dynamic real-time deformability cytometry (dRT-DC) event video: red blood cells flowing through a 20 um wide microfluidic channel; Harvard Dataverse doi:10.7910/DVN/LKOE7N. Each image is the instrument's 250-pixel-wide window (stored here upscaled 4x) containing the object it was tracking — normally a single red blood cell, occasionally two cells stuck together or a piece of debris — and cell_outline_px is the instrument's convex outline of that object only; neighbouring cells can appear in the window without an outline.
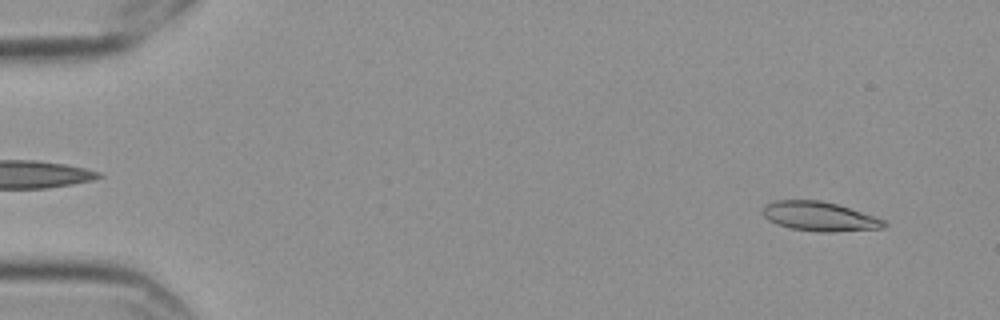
{"species": "Egyptian fruit bat (a non-hibernating species)", "species_latin": "Rousettus aegyptiacus", "temperature_condition": "cold", "stored_images_in_passage": 57, "camera_frame_rate_fps": 3000, "um_per_image_px": 0.085, "frame": {"image": 1, "passage_image": 4, "time_ms": 1.0, "image_size_px": [1000, 320], "cell_outline_px": [[888, 224], [884, 228], [832, 232], [820, 232], [792, 228], [776, 224], [768, 220], [764, 216], [764, 204], [776, 200], [820, 200], [836, 204], [884, 220]], "centroid_in_image_um": [69.63, 18.4], "position_along_channel_um": 15.4, "area_um2": 20.46}}
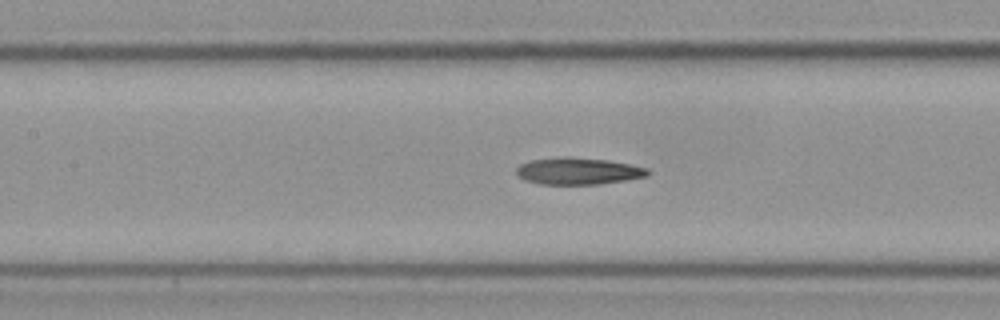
{"frame": {"image": 2, "passage_image": 26, "time_ms": 8.333, "image_size_px": [1000, 320], "cell_outline_px": [[652, 172], [648, 176], [628, 180], [600, 184], [540, 184], [524, 180], [516, 176], [516, 168], [520, 164], [532, 160], [564, 156], [608, 160], [648, 168]], "centroid_in_image_um": [49.15, 14.55], "position_along_channel_um": 158.2, "area_um2": 20.75}}
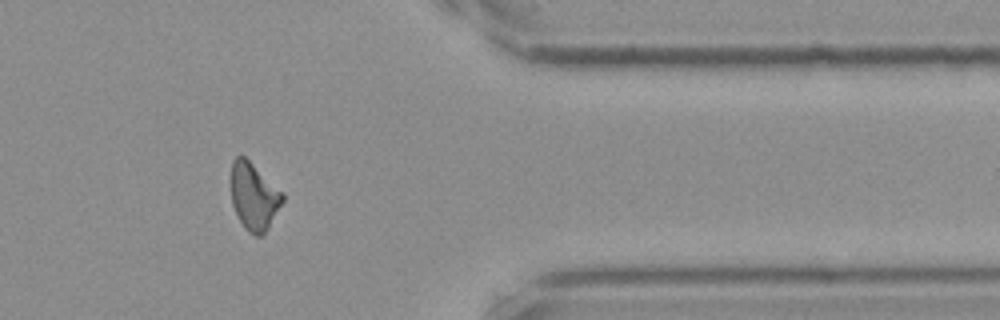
{"frame": {"image": 3, "passage_image": 47, "time_ms": 15.333, "image_size_px": [1000, 320], "cell_outline_px": [[284, 200], [264, 232], [260, 236], [256, 236], [248, 232], [244, 228], [232, 204], [232, 160], [236, 156], [244, 156], [284, 192]], "centroid_in_image_um": [21.59, 16.68], "position_along_channel_um": 389.8, "area_um2": 19.83}}